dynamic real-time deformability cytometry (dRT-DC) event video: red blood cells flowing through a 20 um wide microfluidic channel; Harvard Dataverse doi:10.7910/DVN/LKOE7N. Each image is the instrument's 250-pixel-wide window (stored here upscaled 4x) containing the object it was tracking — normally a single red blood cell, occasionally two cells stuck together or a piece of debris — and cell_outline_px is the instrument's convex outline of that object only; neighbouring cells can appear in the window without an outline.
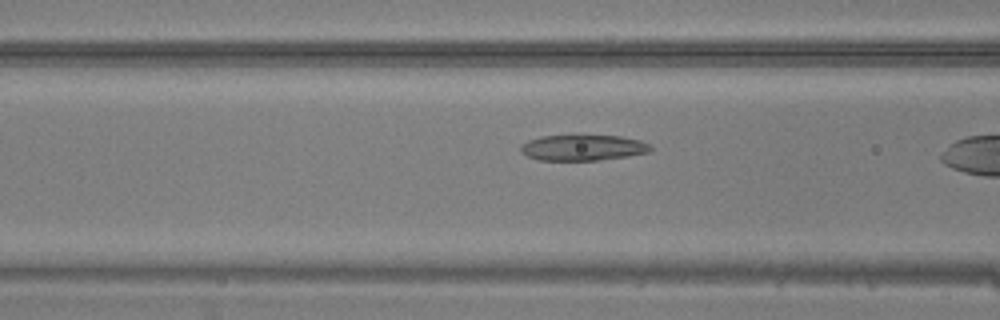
{"species": "common noctule bat (a hibernating species)", "species_latin": "Nyctalus noctula", "temperature_condition": "warm", "stored_images_in_passage": 7, "camera_frame_rate_fps": 3000, "um_per_image_px": 0.085, "animal": {"sex": "male", "body_mass_g": 20.5, "forearm_length_mm": 52.5}, "frame": {"image": 1, "passage_image": 6, "time_ms": 1.667, "image_size_px": [1000, 320], "cell_outline_px": [[652, 152], [628, 156], [596, 160], [540, 160], [528, 156], [520, 152], [520, 144], [528, 140], [540, 136], [572, 132], [620, 136], [640, 140], [648, 144], [652, 148]], "centroid_in_image_um": [49.51, 12.49], "position_along_channel_um": 117.1, "area_um2": 20.58}}